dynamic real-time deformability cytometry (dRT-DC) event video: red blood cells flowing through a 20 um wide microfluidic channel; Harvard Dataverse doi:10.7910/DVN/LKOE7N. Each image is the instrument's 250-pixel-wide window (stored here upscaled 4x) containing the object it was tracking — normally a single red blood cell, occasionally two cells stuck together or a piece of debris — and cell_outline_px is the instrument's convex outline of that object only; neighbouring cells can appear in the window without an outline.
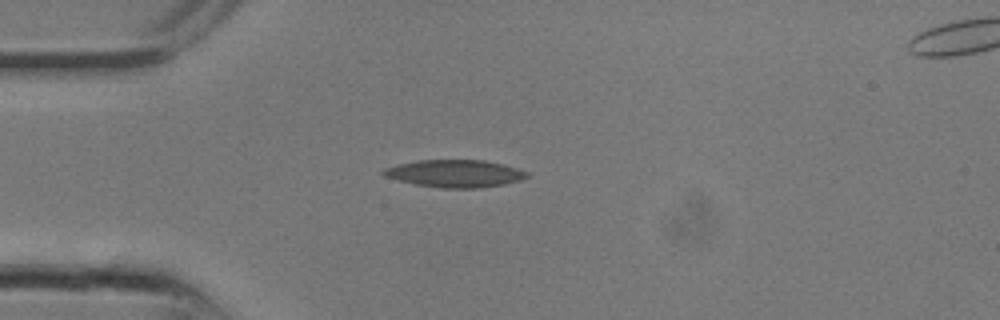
{"species": "common noctule bat (a hibernating species)", "species_latin": "Nyctalus noctula", "temperature_condition": "room temperature", "stored_images_in_passage": 3, "camera_frame_rate_fps": 3000, "um_per_image_px": 0.085, "animal": {"sex": "male", "body_mass_g": 13.3}, "frame": {"image": 1, "passage_image": 1, "time_ms": 0.0, "image_size_px": [1000, 320], "cell_outline_px": [[528, 176], [520, 180], [504, 184], [480, 188], [440, 188], [416, 184], [384, 176], [380, 172], [384, 168], [416, 160], [484, 160], [504, 164], [528, 172]], "centroid_in_image_um": [38.67, 14.75], "position_along_channel_um": 46.3, "area_um2": 22.83}}